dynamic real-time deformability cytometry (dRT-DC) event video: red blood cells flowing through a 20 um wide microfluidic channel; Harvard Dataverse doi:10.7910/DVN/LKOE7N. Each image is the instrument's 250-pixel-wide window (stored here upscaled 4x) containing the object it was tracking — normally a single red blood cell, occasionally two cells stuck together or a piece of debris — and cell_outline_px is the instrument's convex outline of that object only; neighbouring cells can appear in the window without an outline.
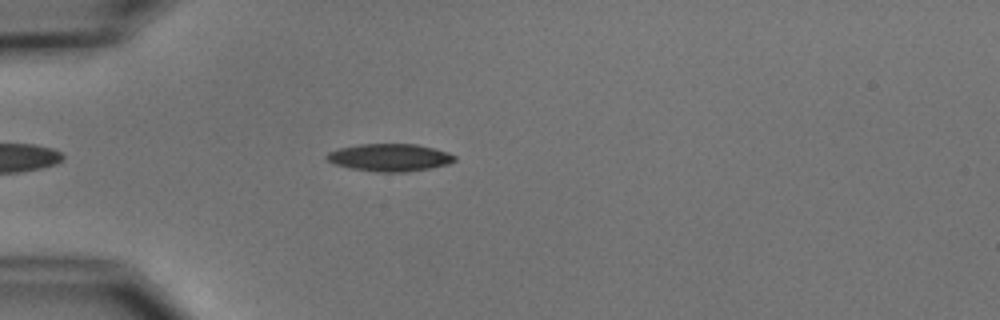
{"species": "common noctule bat (a hibernating species)", "species_latin": "Nyctalus noctula", "temperature_condition": "cold", "stored_images_in_passage": 3, "camera_frame_rate_fps": 3000, "um_per_image_px": 0.085, "animal": {"sex": "male", "body_mass_g": 15.6}, "frame": {"image": 1, "passage_image": 2, "time_ms": 1.333, "image_size_px": [1000, 320], "cell_outline_px": [[456, 160], [448, 164], [432, 168], [408, 172], [376, 172], [348, 168], [336, 164], [328, 160], [324, 156], [328, 152], [336, 148], [360, 144], [416, 144], [448, 152], [456, 156]], "centroid_in_image_um": [33.11, 13.39], "position_along_channel_um": 51.9, "area_um2": 20.69}}